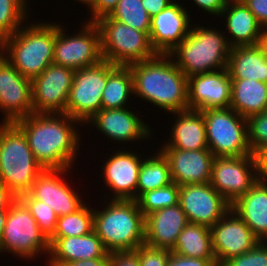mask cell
Segmentation results:
<instances>
[{"label":"cell","mask_w":267,"mask_h":266,"mask_svg":"<svg viewBox=\"0 0 267 266\" xmlns=\"http://www.w3.org/2000/svg\"><path fill=\"white\" fill-rule=\"evenodd\" d=\"M14 123L44 169H66L75 164L81 143L78 120L66 113H32Z\"/></svg>","instance_id":"obj_1"},{"label":"cell","mask_w":267,"mask_h":266,"mask_svg":"<svg viewBox=\"0 0 267 266\" xmlns=\"http://www.w3.org/2000/svg\"><path fill=\"white\" fill-rule=\"evenodd\" d=\"M134 97L168 113L188 108L187 77L169 54L130 64Z\"/></svg>","instance_id":"obj_2"},{"label":"cell","mask_w":267,"mask_h":266,"mask_svg":"<svg viewBox=\"0 0 267 266\" xmlns=\"http://www.w3.org/2000/svg\"><path fill=\"white\" fill-rule=\"evenodd\" d=\"M30 24V25H29ZM56 23L25 24L0 42V54L24 77L33 79L53 64Z\"/></svg>","instance_id":"obj_3"},{"label":"cell","mask_w":267,"mask_h":266,"mask_svg":"<svg viewBox=\"0 0 267 266\" xmlns=\"http://www.w3.org/2000/svg\"><path fill=\"white\" fill-rule=\"evenodd\" d=\"M94 209L93 230L109 253L135 251L144 245L145 216L137 200L110 199ZM106 201V202H105Z\"/></svg>","instance_id":"obj_4"},{"label":"cell","mask_w":267,"mask_h":266,"mask_svg":"<svg viewBox=\"0 0 267 266\" xmlns=\"http://www.w3.org/2000/svg\"><path fill=\"white\" fill-rule=\"evenodd\" d=\"M211 27L193 24L187 37L169 53L186 77L227 68L231 46L226 32Z\"/></svg>","instance_id":"obj_5"},{"label":"cell","mask_w":267,"mask_h":266,"mask_svg":"<svg viewBox=\"0 0 267 266\" xmlns=\"http://www.w3.org/2000/svg\"><path fill=\"white\" fill-rule=\"evenodd\" d=\"M44 168L36 161L23 131L15 123H0V182L17 198L29 193Z\"/></svg>","instance_id":"obj_6"},{"label":"cell","mask_w":267,"mask_h":266,"mask_svg":"<svg viewBox=\"0 0 267 266\" xmlns=\"http://www.w3.org/2000/svg\"><path fill=\"white\" fill-rule=\"evenodd\" d=\"M94 23L100 33L103 60L114 65L129 66L157 55L151 45L149 33L133 29L108 15Z\"/></svg>","instance_id":"obj_7"},{"label":"cell","mask_w":267,"mask_h":266,"mask_svg":"<svg viewBox=\"0 0 267 266\" xmlns=\"http://www.w3.org/2000/svg\"><path fill=\"white\" fill-rule=\"evenodd\" d=\"M5 251L24 260H33L39 257V254L45 253L48 257L50 251L49 239L19 198L7 211L6 223L0 238V253Z\"/></svg>","instance_id":"obj_8"},{"label":"cell","mask_w":267,"mask_h":266,"mask_svg":"<svg viewBox=\"0 0 267 266\" xmlns=\"http://www.w3.org/2000/svg\"><path fill=\"white\" fill-rule=\"evenodd\" d=\"M208 149L215 157L253 154L248 144L247 119L232 108L202 111Z\"/></svg>","instance_id":"obj_9"},{"label":"cell","mask_w":267,"mask_h":266,"mask_svg":"<svg viewBox=\"0 0 267 266\" xmlns=\"http://www.w3.org/2000/svg\"><path fill=\"white\" fill-rule=\"evenodd\" d=\"M81 25L83 27L77 34L69 35L66 28L56 22L53 64L75 71L103 60L98 27L94 22L87 21Z\"/></svg>","instance_id":"obj_10"},{"label":"cell","mask_w":267,"mask_h":266,"mask_svg":"<svg viewBox=\"0 0 267 266\" xmlns=\"http://www.w3.org/2000/svg\"><path fill=\"white\" fill-rule=\"evenodd\" d=\"M262 176L256 154L215 157L209 184L232 205Z\"/></svg>","instance_id":"obj_11"},{"label":"cell","mask_w":267,"mask_h":266,"mask_svg":"<svg viewBox=\"0 0 267 266\" xmlns=\"http://www.w3.org/2000/svg\"><path fill=\"white\" fill-rule=\"evenodd\" d=\"M108 78V61L74 71L66 114L83 126L101 110L102 91Z\"/></svg>","instance_id":"obj_12"},{"label":"cell","mask_w":267,"mask_h":266,"mask_svg":"<svg viewBox=\"0 0 267 266\" xmlns=\"http://www.w3.org/2000/svg\"><path fill=\"white\" fill-rule=\"evenodd\" d=\"M74 70L50 64L31 80L33 113H66Z\"/></svg>","instance_id":"obj_13"},{"label":"cell","mask_w":267,"mask_h":266,"mask_svg":"<svg viewBox=\"0 0 267 266\" xmlns=\"http://www.w3.org/2000/svg\"><path fill=\"white\" fill-rule=\"evenodd\" d=\"M5 123L33 113L32 82L22 76L10 62L0 54V112ZM4 112V113H3Z\"/></svg>","instance_id":"obj_14"},{"label":"cell","mask_w":267,"mask_h":266,"mask_svg":"<svg viewBox=\"0 0 267 266\" xmlns=\"http://www.w3.org/2000/svg\"><path fill=\"white\" fill-rule=\"evenodd\" d=\"M178 204L189 223L212 227L231 205L209 183L180 186Z\"/></svg>","instance_id":"obj_15"},{"label":"cell","mask_w":267,"mask_h":266,"mask_svg":"<svg viewBox=\"0 0 267 266\" xmlns=\"http://www.w3.org/2000/svg\"><path fill=\"white\" fill-rule=\"evenodd\" d=\"M210 233L217 265L250 251L260 242L232 209L210 227Z\"/></svg>","instance_id":"obj_16"},{"label":"cell","mask_w":267,"mask_h":266,"mask_svg":"<svg viewBox=\"0 0 267 266\" xmlns=\"http://www.w3.org/2000/svg\"><path fill=\"white\" fill-rule=\"evenodd\" d=\"M139 154V155H138ZM135 150L117 149L102 165L103 183L111 199L137 200V184L143 157Z\"/></svg>","instance_id":"obj_17"},{"label":"cell","mask_w":267,"mask_h":266,"mask_svg":"<svg viewBox=\"0 0 267 266\" xmlns=\"http://www.w3.org/2000/svg\"><path fill=\"white\" fill-rule=\"evenodd\" d=\"M70 170L71 168L44 169L29 192L35 199L45 202L52 208L58 217L72 214L85 204L79 197L80 194L64 180V175L66 176Z\"/></svg>","instance_id":"obj_18"},{"label":"cell","mask_w":267,"mask_h":266,"mask_svg":"<svg viewBox=\"0 0 267 266\" xmlns=\"http://www.w3.org/2000/svg\"><path fill=\"white\" fill-rule=\"evenodd\" d=\"M188 108H229L231 104V79L227 68L187 77Z\"/></svg>","instance_id":"obj_19"},{"label":"cell","mask_w":267,"mask_h":266,"mask_svg":"<svg viewBox=\"0 0 267 266\" xmlns=\"http://www.w3.org/2000/svg\"><path fill=\"white\" fill-rule=\"evenodd\" d=\"M191 18L180 2L174 1L151 18L149 38L157 54H169L189 34Z\"/></svg>","instance_id":"obj_20"},{"label":"cell","mask_w":267,"mask_h":266,"mask_svg":"<svg viewBox=\"0 0 267 266\" xmlns=\"http://www.w3.org/2000/svg\"><path fill=\"white\" fill-rule=\"evenodd\" d=\"M128 108L101 109L85 125L93 124L94 129L118 144L152 139L149 124L135 114V109Z\"/></svg>","instance_id":"obj_21"},{"label":"cell","mask_w":267,"mask_h":266,"mask_svg":"<svg viewBox=\"0 0 267 266\" xmlns=\"http://www.w3.org/2000/svg\"><path fill=\"white\" fill-rule=\"evenodd\" d=\"M167 158L172 182L179 186L210 182L215 156L209 149H160Z\"/></svg>","instance_id":"obj_22"},{"label":"cell","mask_w":267,"mask_h":266,"mask_svg":"<svg viewBox=\"0 0 267 266\" xmlns=\"http://www.w3.org/2000/svg\"><path fill=\"white\" fill-rule=\"evenodd\" d=\"M188 223L179 204L156 210L145 216L144 244L172 251L178 235Z\"/></svg>","instance_id":"obj_23"},{"label":"cell","mask_w":267,"mask_h":266,"mask_svg":"<svg viewBox=\"0 0 267 266\" xmlns=\"http://www.w3.org/2000/svg\"><path fill=\"white\" fill-rule=\"evenodd\" d=\"M169 114H173L176 120L172 125L170 138L164 141L160 149H208L205 119L202 111L187 109Z\"/></svg>","instance_id":"obj_24"},{"label":"cell","mask_w":267,"mask_h":266,"mask_svg":"<svg viewBox=\"0 0 267 266\" xmlns=\"http://www.w3.org/2000/svg\"><path fill=\"white\" fill-rule=\"evenodd\" d=\"M219 17L226 21L225 29L230 36L226 38L231 47L259 43L264 29L242 0H228Z\"/></svg>","instance_id":"obj_25"},{"label":"cell","mask_w":267,"mask_h":266,"mask_svg":"<svg viewBox=\"0 0 267 266\" xmlns=\"http://www.w3.org/2000/svg\"><path fill=\"white\" fill-rule=\"evenodd\" d=\"M259 241L267 242V178L262 175L231 208Z\"/></svg>","instance_id":"obj_26"},{"label":"cell","mask_w":267,"mask_h":266,"mask_svg":"<svg viewBox=\"0 0 267 266\" xmlns=\"http://www.w3.org/2000/svg\"><path fill=\"white\" fill-rule=\"evenodd\" d=\"M49 244L48 262L109 258L110 255L94 230L84 236L50 237Z\"/></svg>","instance_id":"obj_27"},{"label":"cell","mask_w":267,"mask_h":266,"mask_svg":"<svg viewBox=\"0 0 267 266\" xmlns=\"http://www.w3.org/2000/svg\"><path fill=\"white\" fill-rule=\"evenodd\" d=\"M227 70L230 79L267 82V58L258 44L231 47Z\"/></svg>","instance_id":"obj_28"},{"label":"cell","mask_w":267,"mask_h":266,"mask_svg":"<svg viewBox=\"0 0 267 266\" xmlns=\"http://www.w3.org/2000/svg\"><path fill=\"white\" fill-rule=\"evenodd\" d=\"M244 118L267 110V83L255 79H231V104Z\"/></svg>","instance_id":"obj_29"},{"label":"cell","mask_w":267,"mask_h":266,"mask_svg":"<svg viewBox=\"0 0 267 266\" xmlns=\"http://www.w3.org/2000/svg\"><path fill=\"white\" fill-rule=\"evenodd\" d=\"M131 95H134V89L130 66L108 62V78L102 91L101 109L127 108Z\"/></svg>","instance_id":"obj_30"},{"label":"cell","mask_w":267,"mask_h":266,"mask_svg":"<svg viewBox=\"0 0 267 266\" xmlns=\"http://www.w3.org/2000/svg\"><path fill=\"white\" fill-rule=\"evenodd\" d=\"M171 252L186 257L216 259L212 248L210 228L188 223L178 235Z\"/></svg>","instance_id":"obj_31"},{"label":"cell","mask_w":267,"mask_h":266,"mask_svg":"<svg viewBox=\"0 0 267 266\" xmlns=\"http://www.w3.org/2000/svg\"><path fill=\"white\" fill-rule=\"evenodd\" d=\"M172 183L170 167L167 158L158 150L154 155L144 157L139 171L137 184V199L149 192Z\"/></svg>","instance_id":"obj_32"},{"label":"cell","mask_w":267,"mask_h":266,"mask_svg":"<svg viewBox=\"0 0 267 266\" xmlns=\"http://www.w3.org/2000/svg\"><path fill=\"white\" fill-rule=\"evenodd\" d=\"M93 224L94 208L85 203L76 212L58 217L56 230L51 237L84 236L93 231Z\"/></svg>","instance_id":"obj_33"},{"label":"cell","mask_w":267,"mask_h":266,"mask_svg":"<svg viewBox=\"0 0 267 266\" xmlns=\"http://www.w3.org/2000/svg\"><path fill=\"white\" fill-rule=\"evenodd\" d=\"M133 29L149 33L151 17L142 5L141 0H119L117 6L108 15Z\"/></svg>","instance_id":"obj_34"},{"label":"cell","mask_w":267,"mask_h":266,"mask_svg":"<svg viewBox=\"0 0 267 266\" xmlns=\"http://www.w3.org/2000/svg\"><path fill=\"white\" fill-rule=\"evenodd\" d=\"M29 11L28 6L21 0H0V42L13 35L27 22Z\"/></svg>","instance_id":"obj_35"},{"label":"cell","mask_w":267,"mask_h":266,"mask_svg":"<svg viewBox=\"0 0 267 266\" xmlns=\"http://www.w3.org/2000/svg\"><path fill=\"white\" fill-rule=\"evenodd\" d=\"M180 186L175 182L167 186L145 192L138 199L139 208L144 216L166 207L178 204Z\"/></svg>","instance_id":"obj_36"},{"label":"cell","mask_w":267,"mask_h":266,"mask_svg":"<svg viewBox=\"0 0 267 266\" xmlns=\"http://www.w3.org/2000/svg\"><path fill=\"white\" fill-rule=\"evenodd\" d=\"M19 199L26 205L40 230L49 239L56 230L58 215L45 202L35 199L30 193L21 195Z\"/></svg>","instance_id":"obj_37"},{"label":"cell","mask_w":267,"mask_h":266,"mask_svg":"<svg viewBox=\"0 0 267 266\" xmlns=\"http://www.w3.org/2000/svg\"><path fill=\"white\" fill-rule=\"evenodd\" d=\"M248 144L253 154L267 145V110L247 118Z\"/></svg>","instance_id":"obj_38"},{"label":"cell","mask_w":267,"mask_h":266,"mask_svg":"<svg viewBox=\"0 0 267 266\" xmlns=\"http://www.w3.org/2000/svg\"><path fill=\"white\" fill-rule=\"evenodd\" d=\"M221 266H267V242L260 241L250 251L229 258Z\"/></svg>","instance_id":"obj_39"},{"label":"cell","mask_w":267,"mask_h":266,"mask_svg":"<svg viewBox=\"0 0 267 266\" xmlns=\"http://www.w3.org/2000/svg\"><path fill=\"white\" fill-rule=\"evenodd\" d=\"M135 252L138 254L140 266H167L171 251L152 248L144 244L139 246Z\"/></svg>","instance_id":"obj_40"},{"label":"cell","mask_w":267,"mask_h":266,"mask_svg":"<svg viewBox=\"0 0 267 266\" xmlns=\"http://www.w3.org/2000/svg\"><path fill=\"white\" fill-rule=\"evenodd\" d=\"M216 259L186 257L170 252L167 266H216Z\"/></svg>","instance_id":"obj_41"},{"label":"cell","mask_w":267,"mask_h":266,"mask_svg":"<svg viewBox=\"0 0 267 266\" xmlns=\"http://www.w3.org/2000/svg\"><path fill=\"white\" fill-rule=\"evenodd\" d=\"M119 0H94L89 7L91 17L87 22H95L97 19L109 15L117 6Z\"/></svg>","instance_id":"obj_42"},{"label":"cell","mask_w":267,"mask_h":266,"mask_svg":"<svg viewBox=\"0 0 267 266\" xmlns=\"http://www.w3.org/2000/svg\"><path fill=\"white\" fill-rule=\"evenodd\" d=\"M108 266H140L138 254L135 251L110 253Z\"/></svg>","instance_id":"obj_43"},{"label":"cell","mask_w":267,"mask_h":266,"mask_svg":"<svg viewBox=\"0 0 267 266\" xmlns=\"http://www.w3.org/2000/svg\"><path fill=\"white\" fill-rule=\"evenodd\" d=\"M248 9L254 14L257 22L267 28V0H242Z\"/></svg>","instance_id":"obj_44"},{"label":"cell","mask_w":267,"mask_h":266,"mask_svg":"<svg viewBox=\"0 0 267 266\" xmlns=\"http://www.w3.org/2000/svg\"><path fill=\"white\" fill-rule=\"evenodd\" d=\"M195 6L215 17L220 16L228 0H192Z\"/></svg>","instance_id":"obj_45"},{"label":"cell","mask_w":267,"mask_h":266,"mask_svg":"<svg viewBox=\"0 0 267 266\" xmlns=\"http://www.w3.org/2000/svg\"><path fill=\"white\" fill-rule=\"evenodd\" d=\"M48 266H108L109 258H94L70 262H47Z\"/></svg>","instance_id":"obj_46"},{"label":"cell","mask_w":267,"mask_h":266,"mask_svg":"<svg viewBox=\"0 0 267 266\" xmlns=\"http://www.w3.org/2000/svg\"><path fill=\"white\" fill-rule=\"evenodd\" d=\"M142 5L148 12L149 16L152 18L159 12L163 11L169 4L172 3L171 0H141Z\"/></svg>","instance_id":"obj_47"},{"label":"cell","mask_w":267,"mask_h":266,"mask_svg":"<svg viewBox=\"0 0 267 266\" xmlns=\"http://www.w3.org/2000/svg\"><path fill=\"white\" fill-rule=\"evenodd\" d=\"M17 197L0 182V210L8 209Z\"/></svg>","instance_id":"obj_48"},{"label":"cell","mask_w":267,"mask_h":266,"mask_svg":"<svg viewBox=\"0 0 267 266\" xmlns=\"http://www.w3.org/2000/svg\"><path fill=\"white\" fill-rule=\"evenodd\" d=\"M262 175L267 174V145L257 154Z\"/></svg>","instance_id":"obj_49"},{"label":"cell","mask_w":267,"mask_h":266,"mask_svg":"<svg viewBox=\"0 0 267 266\" xmlns=\"http://www.w3.org/2000/svg\"><path fill=\"white\" fill-rule=\"evenodd\" d=\"M258 45L263 50V53L267 58V28L263 30Z\"/></svg>","instance_id":"obj_50"},{"label":"cell","mask_w":267,"mask_h":266,"mask_svg":"<svg viewBox=\"0 0 267 266\" xmlns=\"http://www.w3.org/2000/svg\"><path fill=\"white\" fill-rule=\"evenodd\" d=\"M7 211H8V209H1L0 210V238L2 236L4 226L6 223Z\"/></svg>","instance_id":"obj_51"},{"label":"cell","mask_w":267,"mask_h":266,"mask_svg":"<svg viewBox=\"0 0 267 266\" xmlns=\"http://www.w3.org/2000/svg\"><path fill=\"white\" fill-rule=\"evenodd\" d=\"M76 1H80V3H82V4H86L87 5V7L89 6H91L92 4H93V2H94V0H76Z\"/></svg>","instance_id":"obj_52"},{"label":"cell","mask_w":267,"mask_h":266,"mask_svg":"<svg viewBox=\"0 0 267 266\" xmlns=\"http://www.w3.org/2000/svg\"><path fill=\"white\" fill-rule=\"evenodd\" d=\"M24 4H26L28 7H29V5H28V0H21Z\"/></svg>","instance_id":"obj_53"}]
</instances>
